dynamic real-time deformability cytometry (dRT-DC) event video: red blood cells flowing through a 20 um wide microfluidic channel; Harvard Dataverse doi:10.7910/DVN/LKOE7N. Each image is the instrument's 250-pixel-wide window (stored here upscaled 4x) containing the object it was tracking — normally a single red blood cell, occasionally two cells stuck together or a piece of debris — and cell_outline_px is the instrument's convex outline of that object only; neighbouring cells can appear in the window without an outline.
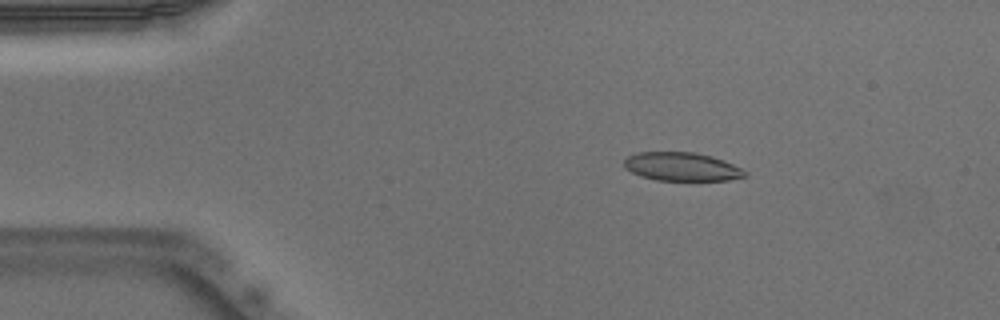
{"species": "Egyptian fruit bat (a non-hibernating species)", "species_latin": "Rousettus aegyptiacus", "temperature_condition": "warm", "stored_images_in_passage": 51, "camera_frame_rate_fps": 3000, "um_per_image_px": 0.085, "animal": {"sex": "male"}, "frame": {"image": 1, "passage_image": 9, "time_ms": 2.667, "image_size_px": [1000, 320], "cell_outline_px": [[748, 176], [728, 180], [656, 180], [640, 176], [624, 168], [624, 160], [628, 156], [636, 152], [696, 152], [712, 156], [724, 160], [748, 172]], "centroid_in_image_um": [57.95, 14.16], "position_along_channel_um": 27.1, "area_um2": 20.17}}
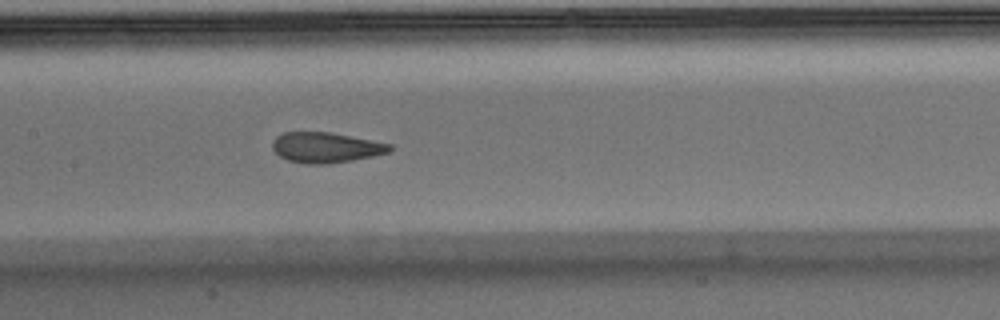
{"frame": {"image": 2, "passage_image": 25, "time_ms": 8.0, "image_size_px": [1000, 320], "cell_outline_px": [[392, 148], [388, 152], [372, 156], [352, 160], [328, 164], [304, 164], [288, 160], [280, 156], [272, 148], [272, 140], [276, 136], [284, 132], [332, 132], [392, 144]], "centroid_in_image_um": [27.67, 12.53], "position_along_channel_um": 179.7, "area_um2": 20.81}}
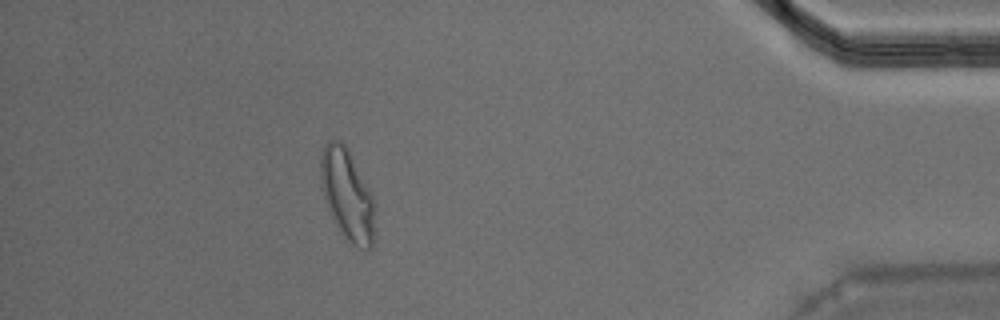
{"frame": {"image": 3, "passage_image": 46, "time_ms": 15.0, "image_size_px": [1000, 320], "cell_outline_px": [[372, 248], [364, 252], [356, 248], [344, 240], [328, 212], [320, 180], [320, 156], [324, 144], [328, 140], [340, 140], [348, 148], [372, 196]], "centroid_in_image_um": [29.45, 16.58], "position_along_channel_um": 405.7, "area_um2": 28.78}, "authors_computed_cell_mechanics": {"area_um2": 21.675, "velocity_mm_per_s": 3.9359, "shape_relaxation_time_tau1_ms": null, "shape_relaxation_time_tau2_ms": 0.9892, "deformation_change_tau1": null, "deformation_change_tau2": 0.0818}}